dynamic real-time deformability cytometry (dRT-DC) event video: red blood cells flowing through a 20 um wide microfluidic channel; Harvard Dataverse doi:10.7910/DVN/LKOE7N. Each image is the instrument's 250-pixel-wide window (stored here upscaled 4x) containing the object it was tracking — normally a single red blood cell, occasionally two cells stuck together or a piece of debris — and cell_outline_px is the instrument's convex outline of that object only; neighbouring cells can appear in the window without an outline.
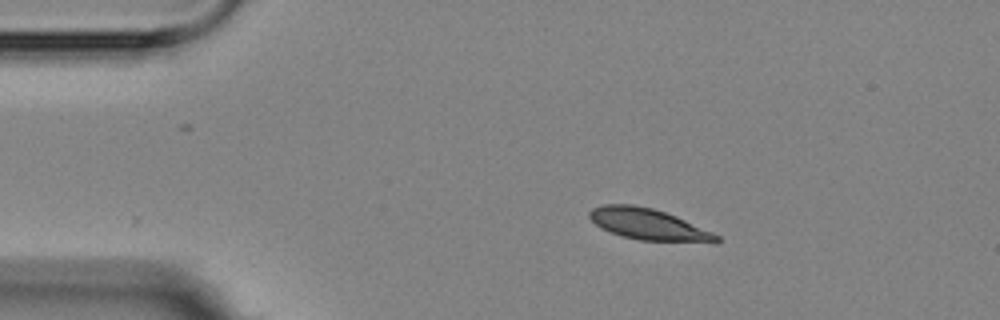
{"species": "Egyptian fruit bat (a non-hibernating species)", "species_latin": "Rousettus aegyptiacus", "temperature_condition": "room temperature", "stored_images_in_passage": 11, "camera_frame_rate_fps": 3000, "um_per_image_px": 0.085, "animal": {"sex": "female"}, "frame": {"image": 1, "passage_image": 2, "time_ms": 2.0, "image_size_px": [1000, 320], "cell_outline_px": [[720, 240], [716, 244], [712, 244], [640, 240], [624, 236], [600, 228], [588, 216], [588, 212], [592, 208], [604, 204], [632, 204], [652, 208], [676, 216], [712, 232], [720, 236]], "centroid_in_image_um": [55.18, 19.09], "position_along_channel_um": 29.8, "area_um2": 23.41}}
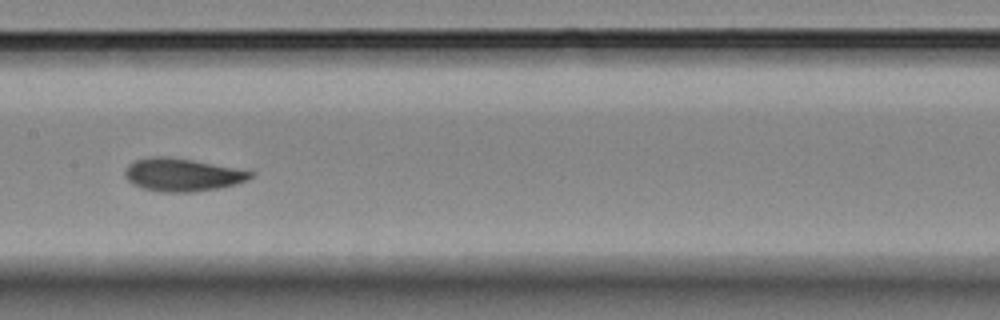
{"frame": {"image": 2, "passage_image": 7, "time_ms": 8.0, "image_size_px": [1000, 320], "cell_outline_px": [[256, 172], [248, 180], [236, 184], [220, 188], [196, 192], [164, 192], [144, 188], [132, 184], [124, 176], [124, 172], [128, 164], [136, 160], [152, 156], [164, 156], [192, 160]], "centroid_in_image_um": [15.49, 14.86], "position_along_channel_um": 191.9, "area_um2": 24.04}}
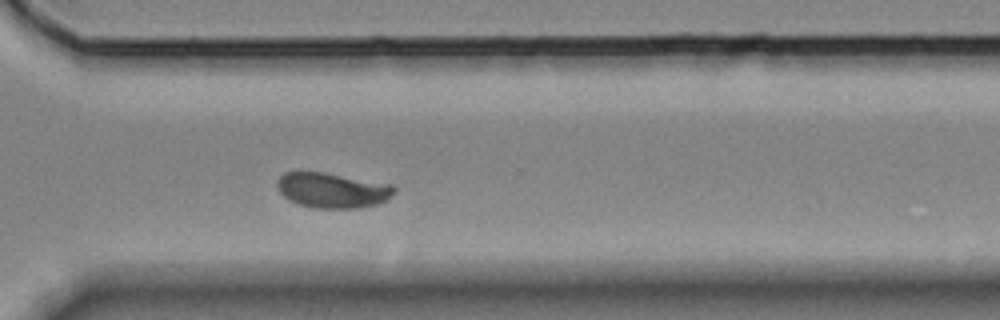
{"frame": {"image": 3, "passage_image": 11, "time_ms": 12.333, "image_size_px": [1000, 320], "cell_outline_px": [[396, 192], [388, 200], [376, 204], [356, 208], [312, 208], [300, 204], [284, 196], [280, 192], [276, 184], [276, 180], [284, 172], [300, 168], [324, 172], [392, 184], [396, 188]], "centroid_in_image_um": [28.22, 16.13], "position_along_channel_um": 342.4, "area_um2": 24.62}}